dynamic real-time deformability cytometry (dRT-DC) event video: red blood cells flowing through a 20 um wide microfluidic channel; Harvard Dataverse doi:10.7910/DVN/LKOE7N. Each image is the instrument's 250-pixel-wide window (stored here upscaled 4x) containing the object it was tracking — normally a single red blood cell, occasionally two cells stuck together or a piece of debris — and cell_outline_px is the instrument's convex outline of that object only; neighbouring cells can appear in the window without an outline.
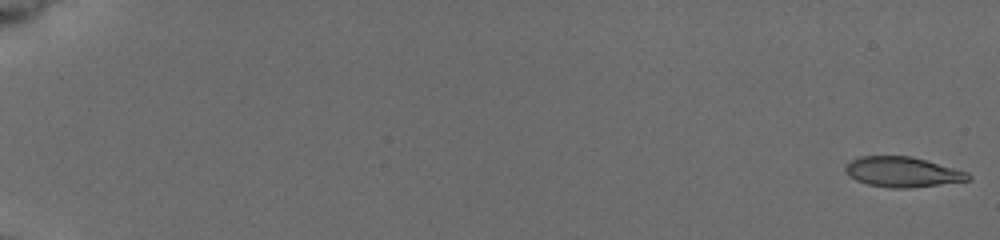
{"species": "common noctule bat (a hibernating species)", "species_latin": "Nyctalus noctula", "temperature_condition": "cold", "stored_images_in_passage": 47, "camera_frame_rate_fps": 3000, "um_per_image_px": 0.085, "animal": {"sex": "female", "body_mass_g": 19.5, "forearm_length_mm": 54.1}, "frame": {"image": 1, "passage_image": 1, "time_ms": 0.0, "image_size_px": [1000, 240], "cell_outline_px": [[972, 180], [908, 188], [888, 188], [868, 184], [856, 180], [844, 168], [852, 160], [860, 156], [908, 156], [924, 160], [968, 172], [972, 176]], "centroid_in_image_um": [76.74, 14.62], "position_along_channel_um": 8.3, "area_um2": 21.21}}
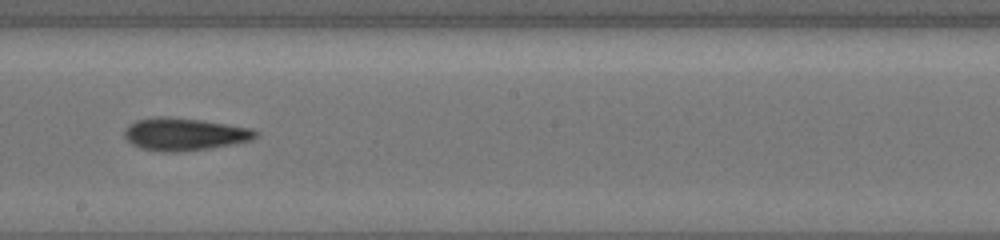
{"frame": {"image": 2, "passage_image": 30, "time_ms": 11.0, "image_size_px": [1000, 240], "cell_outline_px": [[260, 132], [252, 140], [232, 144], [208, 148], [180, 152], [160, 152], [140, 148], [132, 144], [124, 136], [124, 128], [128, 124], [136, 120], [156, 116], [168, 116], [204, 120], [252, 128]], "centroid_in_image_um": [15.66, 11.39], "position_along_channel_um": 232.5, "area_um2": 25.2}}
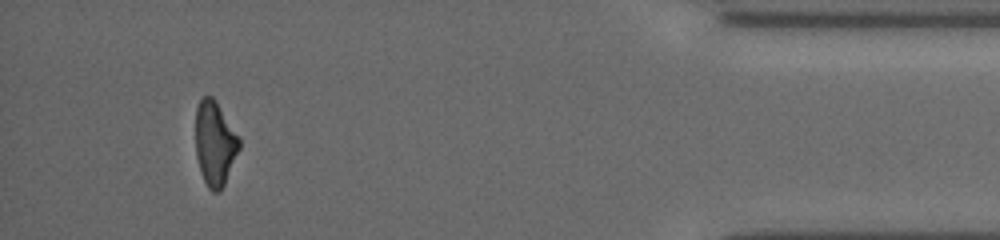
{"frame": {"image": 3, "passage_image": 46, "time_ms": 17.0, "image_size_px": [1000, 240], "cell_outline_px": [[240, 148], [224, 184], [220, 192], [212, 192], [208, 188], [200, 172], [196, 156], [196, 108], [200, 100], [204, 96], [212, 96], [216, 100], [240, 140]], "centroid_in_image_um": [18.25, 12.2], "position_along_channel_um": 417.0, "area_um2": 21.33}}